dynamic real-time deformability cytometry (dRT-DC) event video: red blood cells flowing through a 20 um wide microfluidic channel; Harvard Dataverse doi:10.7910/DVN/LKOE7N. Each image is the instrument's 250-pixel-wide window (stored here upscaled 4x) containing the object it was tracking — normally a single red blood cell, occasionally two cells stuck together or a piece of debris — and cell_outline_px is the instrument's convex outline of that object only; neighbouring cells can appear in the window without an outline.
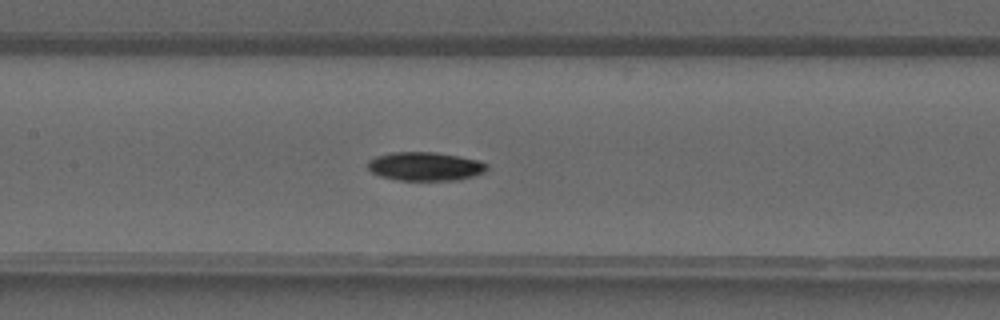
{"species": "common noctule bat (a hibernating species)", "species_latin": "Nyctalus noctula", "temperature_condition": "warm", "stored_images_in_passage": 40, "camera_frame_rate_fps": 3000, "um_per_image_px": 0.085, "animal": {"sex": "male", "forearm_length_mm": 52.5}, "frame": {"image": 1, "passage_image": 19, "time_ms": 6.0, "image_size_px": [1000, 320], "cell_outline_px": [[488, 168], [484, 172], [460, 180], [400, 180], [380, 176], [372, 172], [368, 168], [368, 160], [376, 156], [392, 152], [436, 152], [460, 156], [480, 160], [488, 164]], "centroid_in_image_um": [36.16, 14.13], "position_along_channel_um": 171.2, "area_um2": 20.0}}
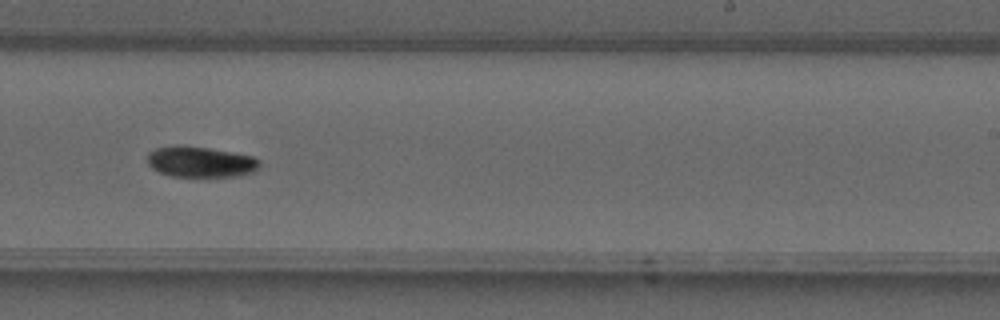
{"frame": {"image": 2, "passage_image": 25, "time_ms": 8.0, "image_size_px": [1000, 320], "cell_outline_px": [[260, 168], [256, 172], [240, 176], [172, 176], [160, 172], [152, 168], [148, 164], [148, 152], [156, 148], [176, 144], [180, 144], [208, 148], [232, 152], [252, 156], [260, 160]], "centroid_in_image_um": [17.07, 13.75], "position_along_channel_um": 271.9, "area_um2": 20.35}}
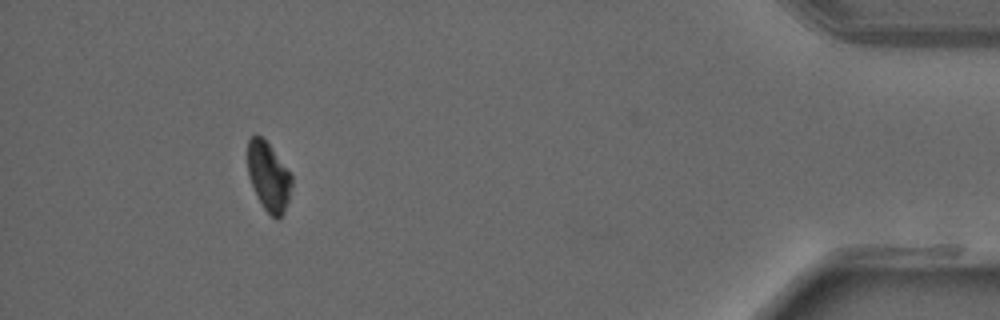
{"frame": {"image": 3, "passage_image": 37, "time_ms": 12.0, "image_size_px": [1000, 320], "cell_outline_px": [[292, 184], [288, 200], [284, 212], [276, 220], [264, 208], [256, 196], [248, 176], [248, 140], [252, 136], [260, 136], [268, 144], [292, 176]], "centroid_in_image_um": [22.81, 15.04], "position_along_channel_um": 412.4, "area_um2": 17.28}}